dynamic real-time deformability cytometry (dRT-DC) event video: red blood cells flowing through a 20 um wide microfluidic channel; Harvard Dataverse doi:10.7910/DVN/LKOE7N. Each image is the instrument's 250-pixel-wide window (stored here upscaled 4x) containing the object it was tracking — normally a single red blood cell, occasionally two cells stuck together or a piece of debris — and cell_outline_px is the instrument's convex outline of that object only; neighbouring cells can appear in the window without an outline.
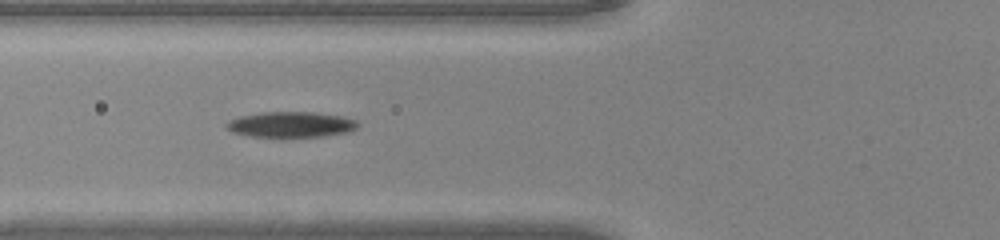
{"species": "common noctule bat (a hibernating species)", "species_latin": "Nyctalus noctula", "temperature_condition": "warm", "stored_images_in_passage": 39, "segment_of_instrument_passage": [1, 2], "camera_frame_rate_fps": 3000, "um_per_image_px": 0.085, "animal": {"sex": "male", "body_mass_g": 20.0, "forearm_length_mm": 53.3}, "frame": {"image": 1, "passage_image": 5, "time_ms": 1.333, "image_size_px": [1000, 240], "cell_outline_px": [[360, 124], [352, 132], [320, 136], [252, 136], [232, 132], [224, 124], [228, 120], [240, 116], [260, 112], [312, 112], [340, 116], [356, 120]], "centroid_in_image_um": [24.74, 10.57], "position_along_channel_um": 101.1, "area_um2": 19.42}}
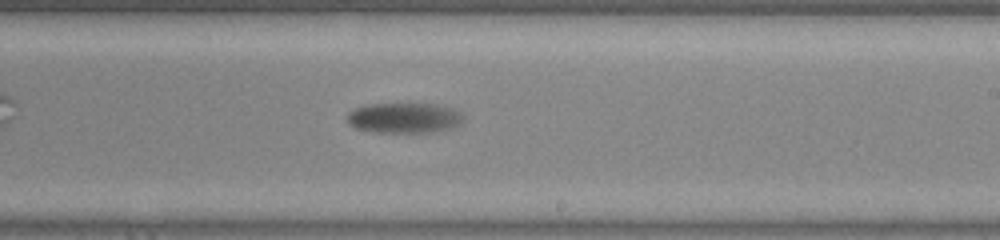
{"frame": {"image": 2, "passage_image": 17, "time_ms": 5.333, "image_size_px": [1000, 240], "cell_outline_px": [[464, 120], [460, 124], [436, 132], [372, 132], [356, 128], [348, 124], [348, 112], [352, 108], [364, 104], [436, 104], [452, 108], [460, 112], [464, 116]], "centroid_in_image_um": [34.33, 10.01], "position_along_channel_um": 254.7, "area_um2": 20.69}}
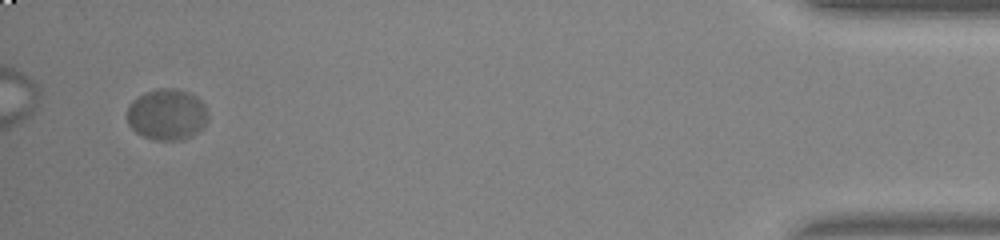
{"frame": {"image": 3, "passage_image": 36, "time_ms": 11.667, "image_size_px": [1000, 240], "cell_outline_px": [[208, 120], [196, 132], [180, 140], [152, 140], [136, 132], [128, 124], [128, 104], [132, 100], [144, 92], [160, 88], [176, 88], [188, 92], [196, 96], [204, 104], [208, 112]], "centroid_in_image_um": [14.18, 9.71], "position_along_channel_um": 421.0, "area_um2": 24.1}}